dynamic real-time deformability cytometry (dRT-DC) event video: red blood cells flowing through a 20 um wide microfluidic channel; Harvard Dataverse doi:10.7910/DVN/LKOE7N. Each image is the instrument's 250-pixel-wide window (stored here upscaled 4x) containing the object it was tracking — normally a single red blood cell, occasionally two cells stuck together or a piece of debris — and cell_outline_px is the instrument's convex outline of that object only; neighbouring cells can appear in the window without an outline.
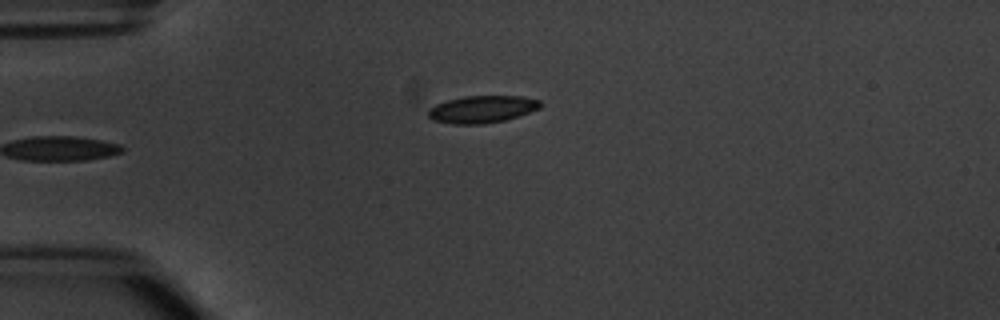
{"species": "common noctule bat (a hibernating species)", "species_latin": "Nyctalus noctula", "temperature_condition": "warm", "stored_images_in_passage": 5, "camera_frame_rate_fps": 3000, "um_per_image_px": 0.085, "animal": {"sex": "male", "body_mass_g": 20.1, "forearm_length_mm": 53.5}, "frame": {"image": 1, "passage_image": 5, "time_ms": 4.667, "image_size_px": [1000, 320], "cell_outline_px": [[540, 108], [504, 120], [480, 124], [452, 124], [432, 120], [428, 116], [428, 108], [436, 104], [448, 100], [464, 96], [520, 96], [540, 100]], "centroid_in_image_um": [40.92, 9.28], "position_along_channel_um": 44.1, "area_um2": 17.63}}